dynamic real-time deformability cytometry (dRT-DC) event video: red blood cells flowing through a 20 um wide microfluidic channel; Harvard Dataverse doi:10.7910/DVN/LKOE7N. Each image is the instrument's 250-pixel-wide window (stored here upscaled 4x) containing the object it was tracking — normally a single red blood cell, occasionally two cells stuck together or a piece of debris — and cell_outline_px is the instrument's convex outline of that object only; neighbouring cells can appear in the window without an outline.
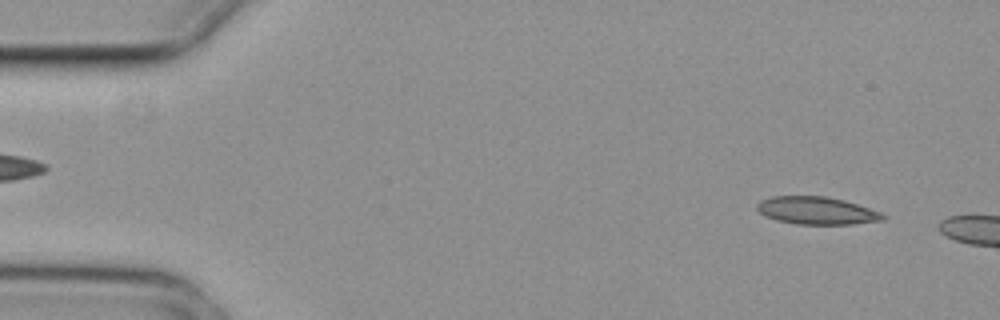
{"species": "common noctule bat (a hibernating species)", "species_latin": "Nyctalus noctula", "temperature_condition": "cold", "stored_images_in_passage": 5, "camera_frame_rate_fps": 3000, "um_per_image_px": 0.085, "animal": {"sex": "female", "body_mass_g": 29.2, "forearm_length_mm": 56.3}, "frame": {"image": 1, "passage_image": 5, "time_ms": 1.333, "image_size_px": [1000, 320], "cell_outline_px": [[888, 216], [884, 220], [852, 224], [796, 224], [776, 220], [764, 216], [756, 208], [756, 204], [760, 200], [772, 196], [828, 196], [844, 200], [880, 212]], "centroid_in_image_um": [69.4, 17.9], "position_along_channel_um": 15.6, "area_um2": 20.35}}